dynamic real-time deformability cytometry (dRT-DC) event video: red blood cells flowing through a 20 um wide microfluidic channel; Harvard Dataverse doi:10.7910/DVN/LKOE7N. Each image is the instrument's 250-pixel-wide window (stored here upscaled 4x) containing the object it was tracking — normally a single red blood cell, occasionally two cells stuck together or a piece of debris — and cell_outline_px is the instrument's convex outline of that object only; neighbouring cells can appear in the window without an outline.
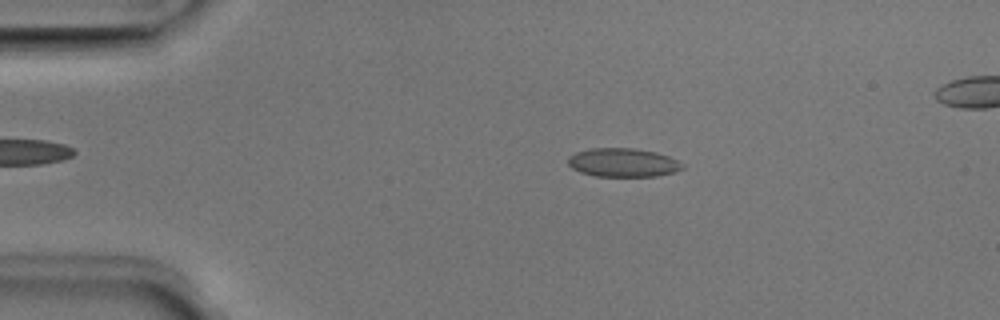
{"species": "Egyptian fruit bat (a non-hibernating species)", "species_latin": "Rousettus aegyptiacus", "temperature_condition": "room temperature", "stored_images_in_passage": 43, "camera_frame_rate_fps": 3000, "um_per_image_px": 0.085, "animal": {"sex": "male"}, "frame": {"image": 1, "passage_image": 9, "time_ms": 2.667, "image_size_px": [1000, 320], "cell_outline_px": [[684, 168], [676, 172], [656, 176], [596, 176], [580, 172], [572, 168], [568, 164], [568, 156], [576, 152], [588, 148], [636, 148], [656, 152], [668, 156], [684, 164]], "centroid_in_image_um": [52.95, 13.81], "position_along_channel_um": 32.0, "area_um2": 19.25}}
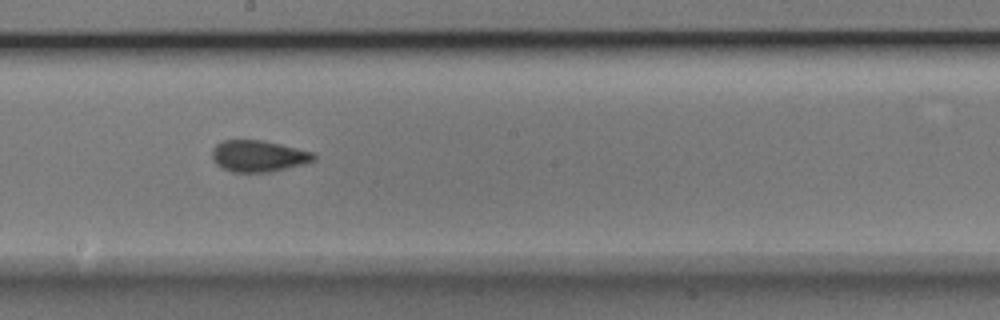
{"frame": {"image": 2, "passage_image": 27, "time_ms": 8.667, "image_size_px": [1000, 320], "cell_outline_px": [[316, 160], [304, 164], [268, 172], [232, 172], [220, 168], [216, 164], [212, 156], [212, 148], [216, 144], [224, 140], [260, 140], [280, 144], [312, 152], [316, 156]], "centroid_in_image_um": [21.94, 13.27], "position_along_channel_um": 226.3, "area_um2": 18.61}}
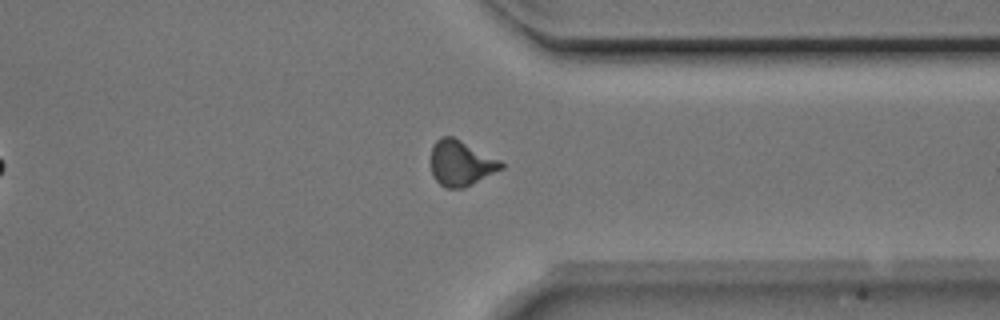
{"frame": {"image": 3, "passage_image": 38, "time_ms": 12.333, "image_size_px": [1000, 320], "cell_outline_px": [[504, 168], [464, 188], [444, 188], [432, 176], [432, 144], [440, 136], [452, 136], [500, 160], [504, 164]], "centroid_in_image_um": [39.17, 13.87], "position_along_channel_um": 372.2, "area_um2": 18.5}, "authors_computed_cell_mechanics": {"area_um2": 18.6116, "velocity_mm_per_s": 4.0292, "shape_relaxation_time_tau1_ms": 9.768, "shape_relaxation_time_tau2_ms": 1.4568, "deformation_change_tau1": 0.2009, "deformation_change_tau2": 0.0703}}